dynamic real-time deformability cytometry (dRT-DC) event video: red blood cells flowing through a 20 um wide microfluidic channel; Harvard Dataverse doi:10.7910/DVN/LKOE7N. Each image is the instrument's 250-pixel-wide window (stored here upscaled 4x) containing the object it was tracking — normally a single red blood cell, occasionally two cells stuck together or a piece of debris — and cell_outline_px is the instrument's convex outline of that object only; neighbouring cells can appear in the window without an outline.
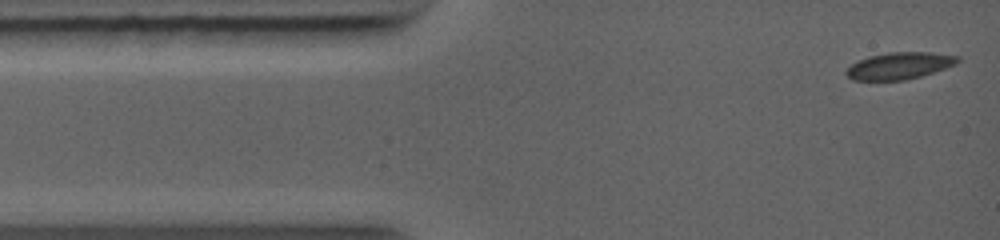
{"species": "common noctule bat (a hibernating species)", "species_latin": "Nyctalus noctula", "temperature_condition": "warm", "stored_images_in_passage": 10, "camera_frame_rate_fps": 5000, "um_per_image_px": 0.085, "animal": {"sex": "female", "body_mass_g": 19.0, "forearm_length_mm": 56.7}, "frame": {"image": 1, "passage_image": 1, "time_ms": 0.0, "image_size_px": [1000, 240], "cell_outline_px": [[960, 60], [956, 64], [920, 76], [904, 80], [852, 80], [844, 72], [852, 64], [868, 56], [888, 52], [928, 52], [960, 56]], "centroid_in_image_um": [76.44, 5.58], "position_along_channel_um": 8.6, "area_um2": 17.28}}
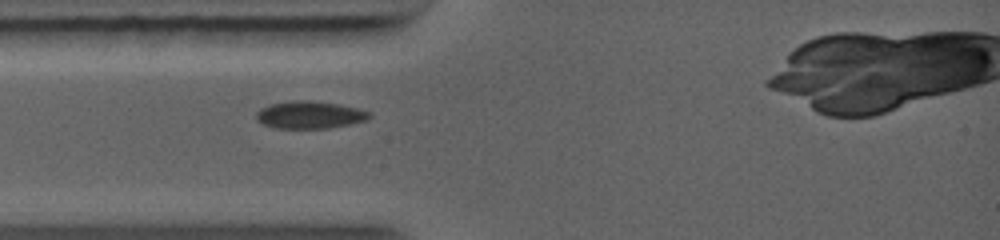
{"frame": {"image": 2, "passage_image": 6, "time_ms": 2.4, "image_size_px": [1000, 240], "cell_outline_px": [[372, 116], [364, 120], [348, 124], [328, 128], [276, 128], [264, 124], [256, 120], [256, 112], [260, 108], [272, 104], [292, 100], [308, 100], [336, 104], [356, 108], [372, 112]], "centroid_in_image_um": [26.3, 9.76], "position_along_channel_um": 58.7, "area_um2": 17.86}}
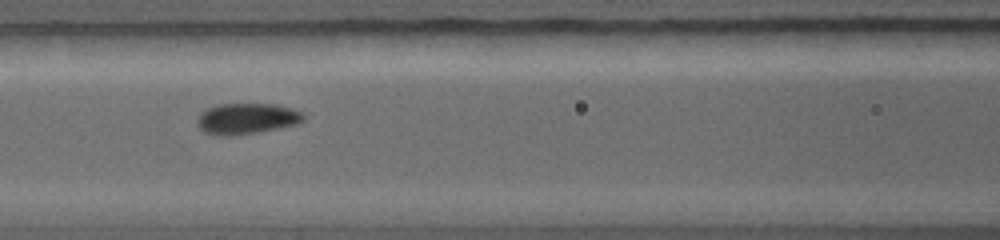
{"frame": {"image": 3, "passage_image": 9, "time_ms": 4.2, "image_size_px": [1000, 240], "cell_outline_px": [[304, 120], [296, 124], [260, 132], [232, 136], [216, 136], [204, 132], [196, 124], [196, 120], [200, 112], [216, 104], [276, 104], [292, 108], [300, 112], [304, 116]], "centroid_in_image_um": [20.92, 10.09], "position_along_channel_um": 145.7, "area_um2": 19.36}}